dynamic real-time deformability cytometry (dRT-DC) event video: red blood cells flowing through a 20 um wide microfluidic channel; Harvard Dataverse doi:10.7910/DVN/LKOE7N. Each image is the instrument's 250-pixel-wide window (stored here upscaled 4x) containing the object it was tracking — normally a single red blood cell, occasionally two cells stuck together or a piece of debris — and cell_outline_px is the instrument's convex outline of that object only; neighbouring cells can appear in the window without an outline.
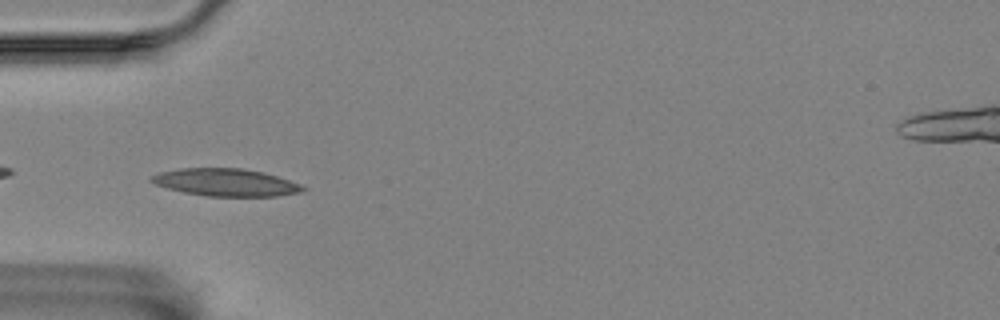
{"species": "Egyptian fruit bat (a non-hibernating species)", "species_latin": "Rousettus aegyptiacus", "temperature_condition": "room temperature", "stored_images_in_passage": 6, "camera_frame_rate_fps": 3000, "um_per_image_px": 0.085, "animal": {"sex": "female"}, "frame": {"image": 1, "passage_image": 5, "time_ms": 4.667, "image_size_px": [1000, 320], "cell_outline_px": [[308, 188], [304, 192], [276, 196], [208, 196], [184, 192], [168, 188], [156, 184], [148, 180], [152, 176], [160, 172], [180, 168], [240, 168], [264, 172], [300, 184]], "centroid_in_image_um": [19.22, 15.5], "position_along_channel_um": 65.8, "area_um2": 24.16}}
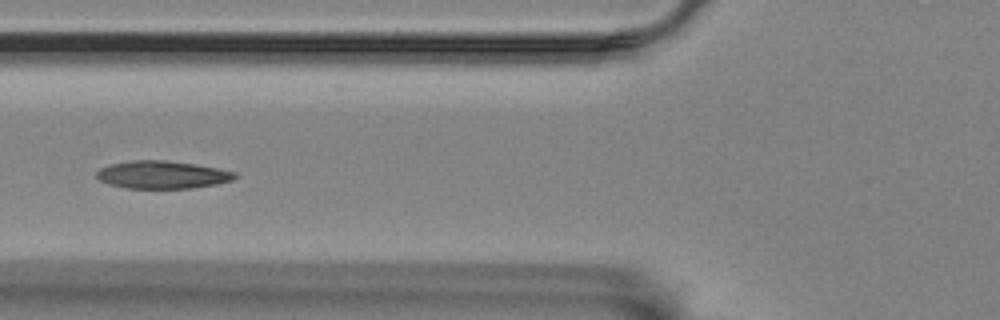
{"frame": {"image": 2, "passage_image": 6, "time_ms": 6.0, "image_size_px": [1000, 320], "cell_outline_px": [[240, 176], [232, 180], [216, 184], [192, 188], [124, 188], [108, 184], [100, 180], [96, 176], [96, 172], [100, 168], [112, 164], [132, 160], [168, 160], [196, 164], [236, 172]], "centroid_in_image_um": [13.81, 14.85], "position_along_channel_um": 112.0, "area_um2": 22.43}}